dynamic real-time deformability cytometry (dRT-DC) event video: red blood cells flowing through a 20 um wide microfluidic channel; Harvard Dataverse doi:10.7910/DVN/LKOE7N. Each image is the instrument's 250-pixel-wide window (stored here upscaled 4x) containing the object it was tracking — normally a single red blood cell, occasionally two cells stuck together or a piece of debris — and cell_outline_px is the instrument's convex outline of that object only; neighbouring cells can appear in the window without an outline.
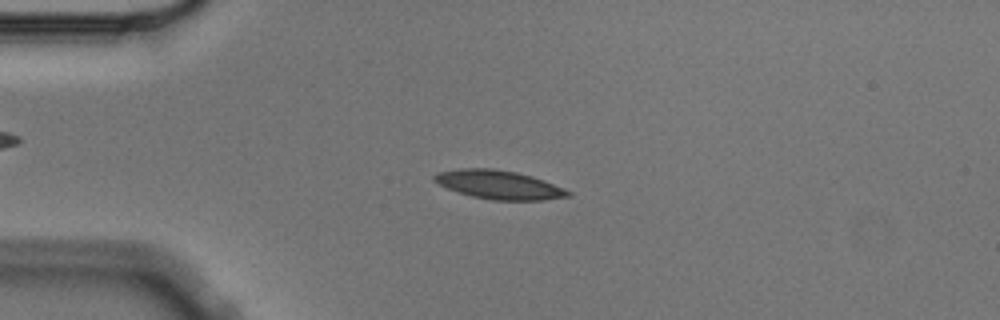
{"species": "Egyptian fruit bat (a non-hibernating species)", "species_latin": "Rousettus aegyptiacus", "temperature_condition": "cold", "stored_images_in_passage": 9, "camera_frame_rate_fps": 3000, "um_per_image_px": 0.085, "animal": {"sex": "male"}, "frame": {"image": 1, "passage_image": 3, "time_ms": 0.667, "image_size_px": [1000, 320], "cell_outline_px": [[572, 196], [544, 200], [492, 200], [472, 196], [448, 188], [432, 180], [432, 176], [440, 172], [460, 168], [492, 168], [516, 172], [532, 176], [544, 180], [564, 188], [572, 192]], "centroid_in_image_um": [42.45, 15.7], "position_along_channel_um": 42.5, "area_um2": 22.31}}
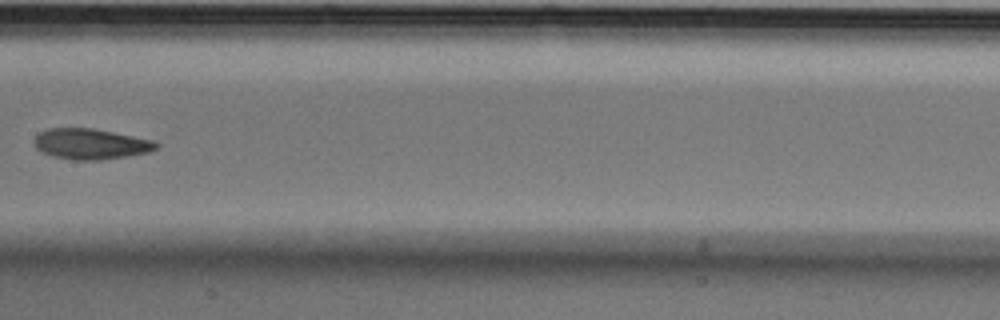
{"frame": {"image": 2, "passage_image": 7, "time_ms": 2.0, "image_size_px": [1000, 320], "cell_outline_px": [[160, 148], [148, 152], [128, 156], [100, 160], [72, 160], [52, 156], [40, 152], [36, 148], [36, 136], [40, 132], [48, 128], [92, 128], [152, 140], [160, 144]], "centroid_in_image_um": [7.72, 12.25], "position_along_channel_um": 199.7, "area_um2": 21.73}}
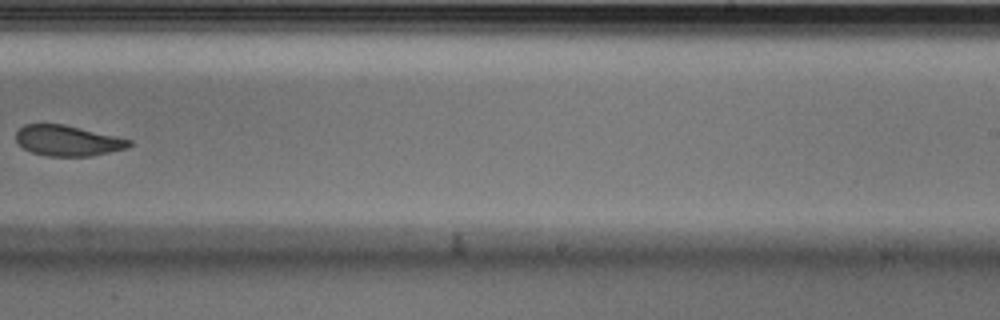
{"frame": {"image": 3, "passage_image": 9, "time_ms": 2.667, "image_size_px": [1000, 320], "cell_outline_px": [[132, 144], [128, 148], [92, 156], [48, 156], [32, 152], [24, 148], [16, 140], [16, 132], [24, 124], [64, 124], [132, 140]], "centroid_in_image_um": [5.77, 11.96], "position_along_channel_um": 283.2, "area_um2": 20.06}}